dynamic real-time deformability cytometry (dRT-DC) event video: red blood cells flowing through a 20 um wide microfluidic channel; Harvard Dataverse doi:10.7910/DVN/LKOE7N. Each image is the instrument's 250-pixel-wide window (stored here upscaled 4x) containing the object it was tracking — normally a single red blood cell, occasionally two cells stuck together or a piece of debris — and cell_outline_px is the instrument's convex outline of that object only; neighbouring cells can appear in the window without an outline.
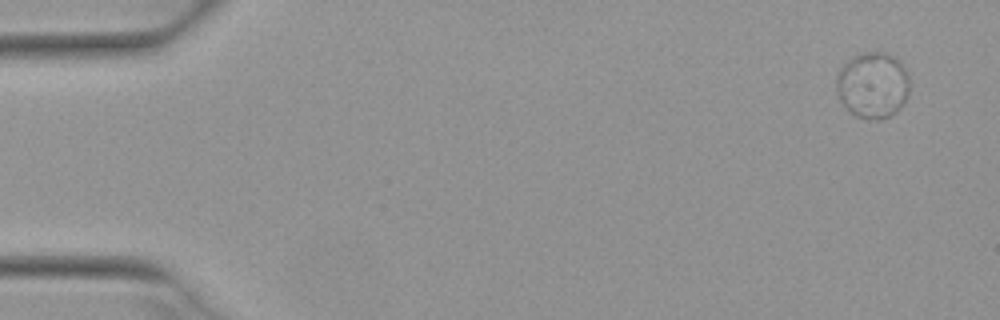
{"species": "Egyptian fruit bat (a non-hibernating species)", "species_latin": "Rousettus aegyptiacus", "temperature_condition": "warm", "stored_images_in_passage": 38, "camera_frame_rate_fps": 3000, "um_per_image_px": 0.085, "animal": {"sex": "female"}, "frame": {"image": 1, "passage_image": 1, "time_ms": 0.0, "image_size_px": [1000, 320], "cell_outline_px": [[908, 92], [904, 104], [896, 112], [880, 120], [876, 120], [856, 116], [840, 100], [836, 88], [836, 76], [840, 68], [852, 56], [864, 52], [884, 52], [900, 60], [908, 72]], "centroid_in_image_um": [74.19, 7.22], "position_along_channel_um": 10.8, "area_um2": 28.26}}
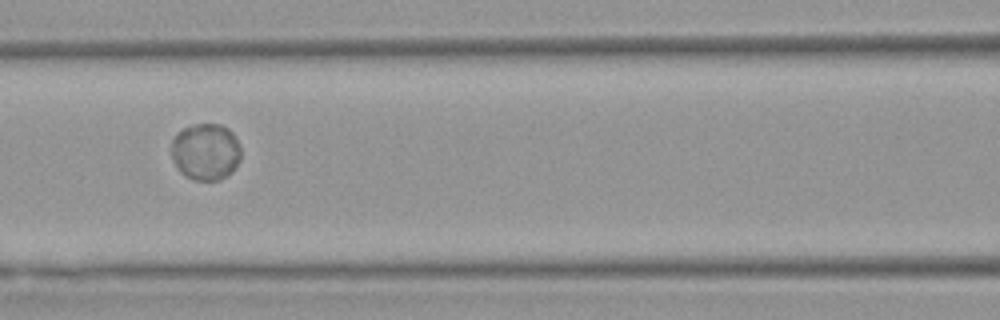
{"frame": {"image": 2, "passage_image": 22, "time_ms": 7.0, "image_size_px": [1000, 320], "cell_outline_px": [[240, 160], [236, 168], [232, 172], [220, 180], [192, 180], [184, 176], [176, 168], [172, 160], [172, 140], [176, 132], [192, 124], [220, 124], [228, 128], [232, 132], [240, 144]], "centroid_in_image_um": [17.47, 12.9], "position_along_channel_um": 149.1, "area_um2": 23.47}}
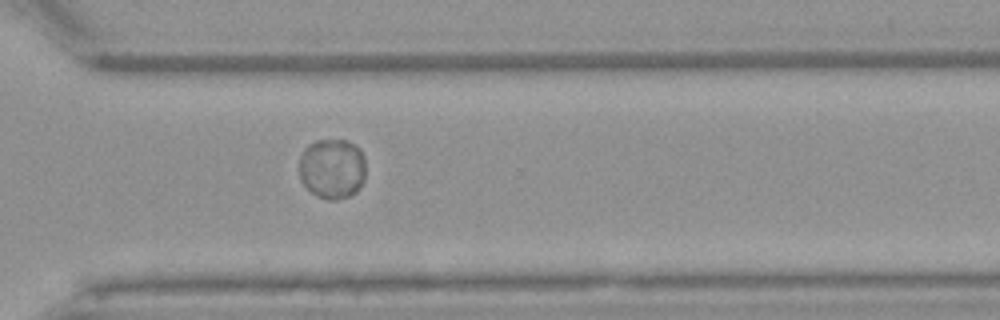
{"frame": {"image": 3, "passage_image": 37, "time_ms": 12.0, "image_size_px": [1000, 320], "cell_outline_px": [[364, 180], [356, 192], [348, 196], [336, 200], [328, 200], [312, 192], [300, 180], [300, 156], [304, 148], [308, 144], [316, 140], [348, 140], [360, 148], [364, 156]], "centroid_in_image_um": [28.24, 14.31], "position_along_channel_um": 342.4, "area_um2": 23.41}}